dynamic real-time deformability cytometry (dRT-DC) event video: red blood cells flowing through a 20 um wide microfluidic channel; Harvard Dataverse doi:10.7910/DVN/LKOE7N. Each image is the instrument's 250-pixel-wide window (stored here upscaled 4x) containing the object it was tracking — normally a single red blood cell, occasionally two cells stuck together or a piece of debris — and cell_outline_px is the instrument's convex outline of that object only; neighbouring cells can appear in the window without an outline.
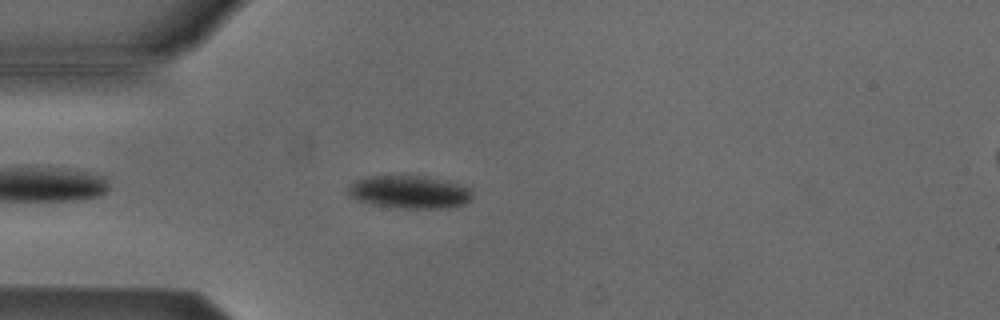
{"species": "Egyptian fruit bat (a non-hibernating species)", "species_latin": "Rousettus aegyptiacus", "temperature_condition": "cold", "stored_images_in_passage": 42, "camera_frame_rate_fps": 3000, "um_per_image_px": 0.085, "animal": {"sex": "male"}, "frame": {"image": 1, "passage_image": 3, "time_ms": 0.667, "image_size_px": [1000, 320], "cell_outline_px": [[472, 200], [464, 204], [448, 208], [404, 208], [372, 204], [356, 200], [348, 196], [348, 184], [356, 180], [368, 176], [424, 176], [444, 180], [468, 188], [472, 192]], "centroid_in_image_um": [34.77, 16.32], "position_along_channel_um": 50.2, "area_um2": 23.76}}
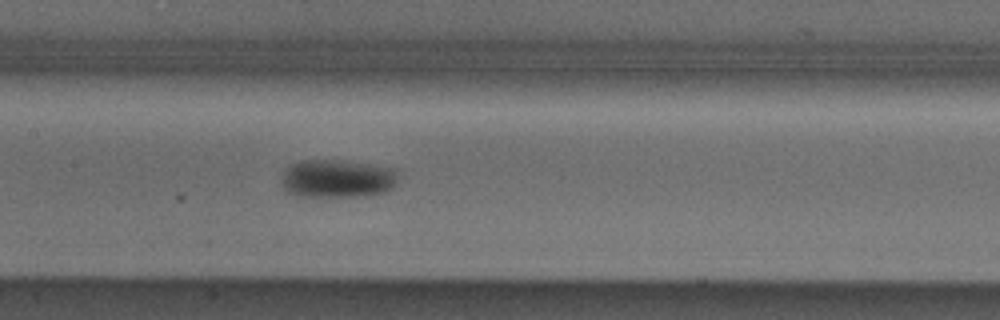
{"frame": {"image": 2, "passage_image": 14, "time_ms": 4.333, "image_size_px": [1000, 320], "cell_outline_px": [[400, 172], [396, 184], [392, 188], [384, 192], [364, 196], [296, 196], [288, 192], [284, 188], [280, 180], [284, 172], [292, 164], [304, 160], [336, 160], [400, 168]], "centroid_in_image_um": [28.73, 15.18], "position_along_channel_um": 178.7, "area_um2": 26.18}}
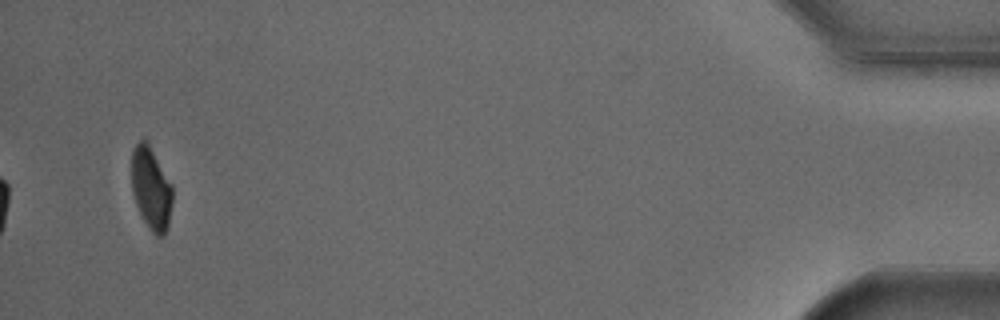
{"frame": {"image": 3, "passage_image": 40, "time_ms": 13.0, "image_size_px": [1000, 320], "cell_outline_px": [[172, 204], [168, 228], [164, 236], [156, 236], [148, 228], [136, 204], [132, 192], [132, 148], [144, 136], [148, 140], [172, 184]], "centroid_in_image_um": [12.85, 15.98], "position_along_channel_um": 422.3, "area_um2": 20.06}, "authors_computed_cell_mechanics": {"area_um2": 23.5824, "velocity_mm_per_s": 3.8037, "shape_relaxation_time_tau1_ms": 1.9368, "shape_relaxation_time_tau2_ms": null, "deformation_change_tau1": 0.076, "deformation_change_tau2": null}}